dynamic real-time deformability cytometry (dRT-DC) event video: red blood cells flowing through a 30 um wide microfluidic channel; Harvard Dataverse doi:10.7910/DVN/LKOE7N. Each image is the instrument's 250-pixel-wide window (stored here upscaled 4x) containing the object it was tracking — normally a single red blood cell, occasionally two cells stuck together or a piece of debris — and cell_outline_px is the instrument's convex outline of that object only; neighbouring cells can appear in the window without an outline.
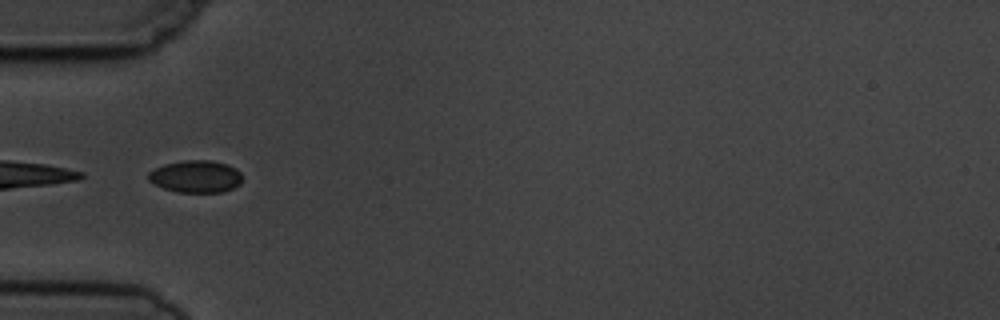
{"species": "common noctule bat (a hibernating species)", "species_latin": "Nyctalus noctula", "temperature_condition": "cold", "stored_images_in_passage": 6, "camera_frame_rate_fps": 3000, "um_per_image_px": 0.085, "animal": {"sex": "male", "body_mass_g": 19.5, "forearm_length_mm": 54.6}, "frame": {"image": 1, "passage_image": 4, "time_ms": 4.333, "image_size_px": [1000, 320], "cell_outline_px": [[240, 184], [224, 192], [176, 192], [164, 188], [148, 180], [148, 172], [164, 164], [184, 160], [212, 160], [228, 164], [236, 168], [240, 172]], "centroid_in_image_um": [16.65, 14.99], "position_along_channel_um": 68.4, "area_um2": 17.63}}
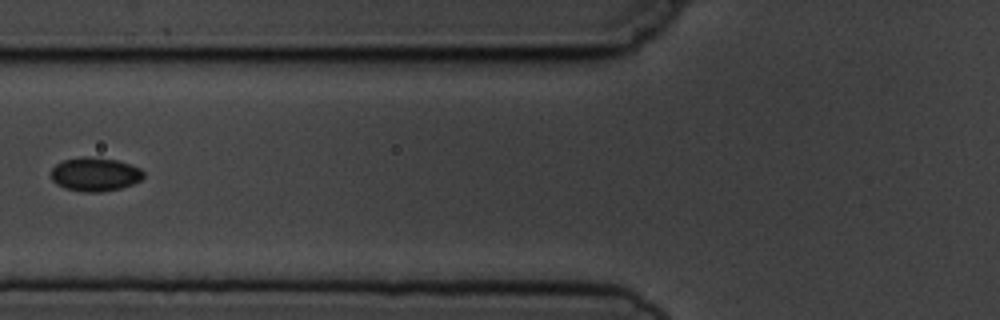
{"frame": {"image": 2, "passage_image": 5, "time_ms": 5.667, "image_size_px": [1000, 320], "cell_outline_px": [[144, 176], [140, 180], [132, 184], [120, 188], [100, 192], [84, 192], [64, 188], [56, 184], [52, 180], [52, 168], [56, 164], [64, 160], [84, 156], [88, 156], [116, 160], [140, 168], [144, 172]], "centroid_in_image_um": [8.06, 14.82], "position_along_channel_um": 117.7, "area_um2": 18.09}}
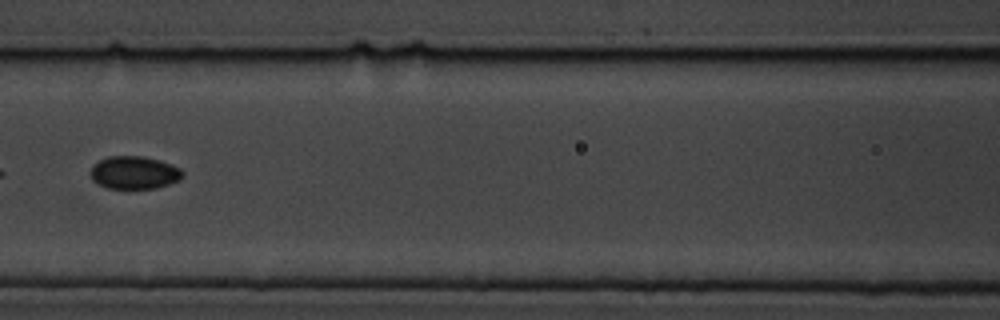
{"frame": {"image": 3, "passage_image": 6, "time_ms": 6.667, "image_size_px": [1000, 320], "cell_outline_px": [[184, 176], [180, 180], [156, 188], [108, 188], [92, 180], [92, 168], [100, 160], [108, 156], [140, 156], [160, 160], [180, 168], [184, 172]], "centroid_in_image_um": [11.46, 14.67], "position_along_channel_um": 155.1, "area_um2": 17.4}}